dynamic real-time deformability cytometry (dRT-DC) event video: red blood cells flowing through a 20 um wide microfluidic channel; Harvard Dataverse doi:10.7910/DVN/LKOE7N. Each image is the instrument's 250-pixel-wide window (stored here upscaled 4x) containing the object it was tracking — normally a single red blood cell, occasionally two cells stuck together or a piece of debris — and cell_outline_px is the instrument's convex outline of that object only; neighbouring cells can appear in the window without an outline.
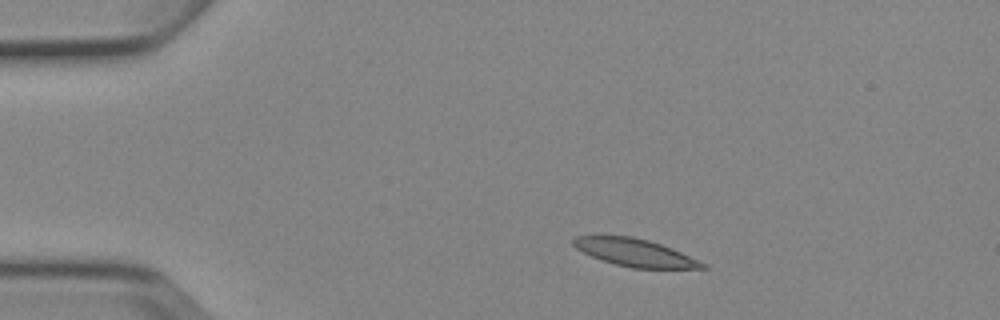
{"species": "Egyptian fruit bat (a non-hibernating species)", "species_latin": "Rousettus aegyptiacus", "temperature_condition": "cold", "stored_images_in_passage": 5, "camera_frame_rate_fps": 3000, "um_per_image_px": 0.085, "animal": {"sex": "female"}, "frame": {"image": 1, "passage_image": 2, "time_ms": 1.0, "image_size_px": [1000, 320], "cell_outline_px": [[708, 268], [632, 268], [616, 264], [592, 256], [576, 248], [572, 244], [572, 240], [576, 236], [596, 232], [632, 236], [648, 240], [672, 248], [708, 264]], "centroid_in_image_um": [53.89, 21.41], "position_along_channel_um": 31.1, "area_um2": 21.27}}
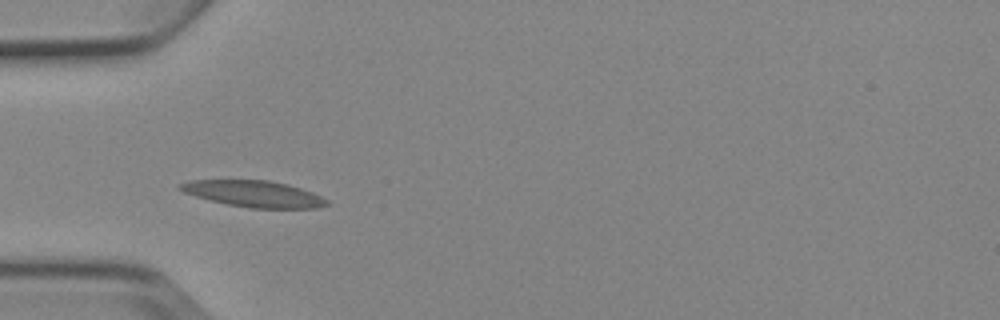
{"frame": {"image": 2, "passage_image": 4, "time_ms": 3.333, "image_size_px": [1000, 320], "cell_outline_px": [[332, 204], [316, 208], [252, 208], [228, 204], [208, 200], [184, 192], [176, 188], [176, 184], [188, 180], [268, 180], [288, 184], [312, 192], [328, 200]], "centroid_in_image_um": [21.55, 16.47], "position_along_channel_um": 63.5, "area_um2": 22.66}}
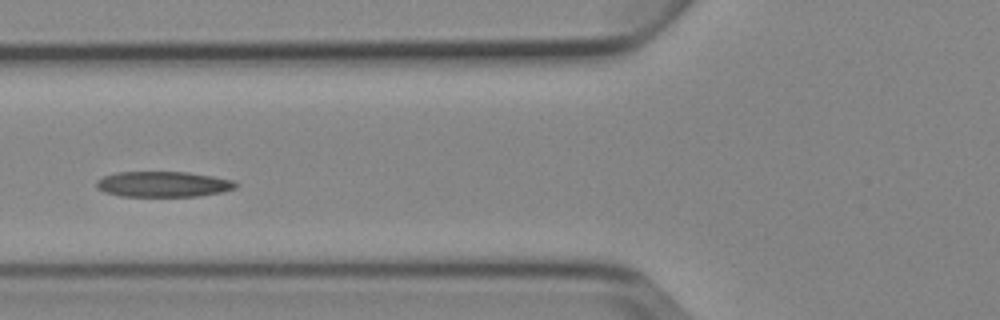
{"frame": {"image": 3, "passage_image": 5, "time_ms": 4.667, "image_size_px": [1000, 320], "cell_outline_px": [[240, 184], [236, 188], [220, 192], [200, 196], [120, 196], [104, 192], [96, 188], [96, 180], [104, 176], [116, 172], [188, 172], [212, 176], [232, 180]], "centroid_in_image_um": [13.86, 15.65], "position_along_channel_um": 111.9, "area_um2": 20.81}}